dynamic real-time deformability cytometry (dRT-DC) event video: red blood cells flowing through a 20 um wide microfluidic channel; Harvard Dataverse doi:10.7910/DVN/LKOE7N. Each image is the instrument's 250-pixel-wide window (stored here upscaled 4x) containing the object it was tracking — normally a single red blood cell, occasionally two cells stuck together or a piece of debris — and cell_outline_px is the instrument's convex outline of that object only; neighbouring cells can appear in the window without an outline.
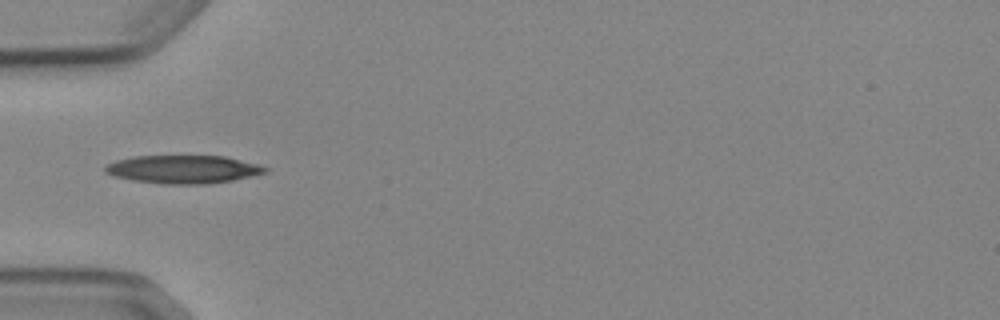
{"species": "Egyptian fruit bat (a non-hibernating species)", "species_latin": "Rousettus aegyptiacus", "temperature_condition": "cold", "stored_images_in_passage": 5, "camera_frame_rate_fps": 3000, "um_per_image_px": 0.085, "animal": {"sex": "female"}, "frame": {"image": 1, "passage_image": 5, "time_ms": 4.667, "image_size_px": [1000, 320], "cell_outline_px": [[268, 172], [232, 180], [208, 184], [164, 184], [132, 180], [112, 176], [104, 172], [104, 168], [108, 164], [116, 160], [132, 156], [224, 156], [260, 164], [268, 168]], "centroid_in_image_um": [15.56, 14.39], "position_along_channel_um": 69.4, "area_um2": 26.36}}